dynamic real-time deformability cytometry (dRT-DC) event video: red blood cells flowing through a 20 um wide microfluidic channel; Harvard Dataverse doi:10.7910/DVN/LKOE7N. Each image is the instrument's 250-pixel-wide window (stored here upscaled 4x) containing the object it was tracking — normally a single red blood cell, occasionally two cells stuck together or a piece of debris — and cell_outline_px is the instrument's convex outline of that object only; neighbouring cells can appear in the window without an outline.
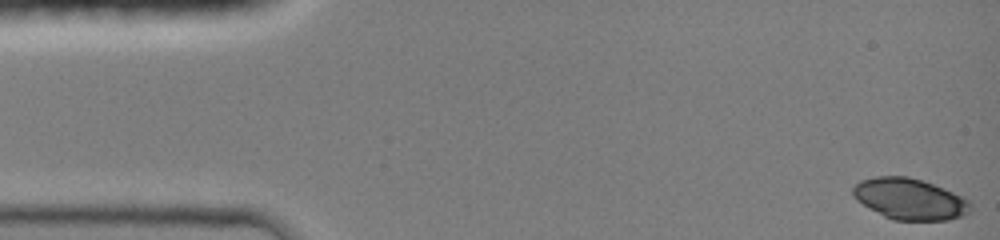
{"species": "common noctule bat (a hibernating species)", "species_latin": "Nyctalus noctula", "temperature_condition": "room temperature", "stored_images_in_passage": 44, "camera_frame_rate_fps": 3000, "um_per_image_px": 0.085, "animal": {"sex": "female", "body_mass_g": 19.0, "forearm_length_mm": 51.5}, "frame": {"image": 1, "passage_image": 1, "time_ms": 0.0, "image_size_px": [1000, 240], "cell_outline_px": [[968, 212], [964, 216], [948, 220], [892, 220], [884, 216], [856, 200], [852, 192], [852, 188], [860, 180], [876, 176], [908, 176], [932, 184], [952, 192], [968, 200]], "centroid_in_image_um": [77.28, 16.91], "position_along_channel_um": 7.7, "area_um2": 27.8}}
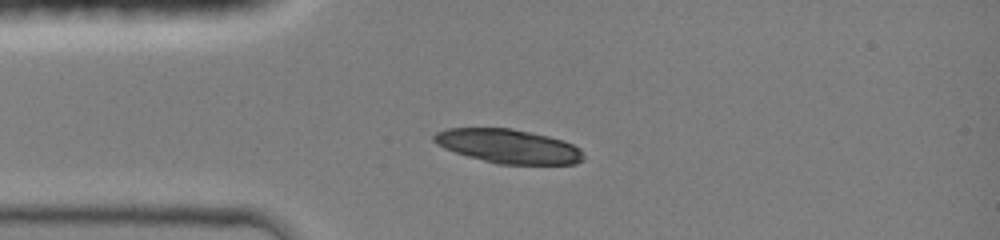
{"frame": {"image": 2, "passage_image": 11, "time_ms": 3.333, "image_size_px": [1000, 240], "cell_outline_px": [[584, 160], [576, 164], [496, 164], [468, 156], [444, 148], [436, 144], [432, 140], [432, 136], [436, 132], [448, 128], [512, 128], [548, 136], [564, 140], [580, 148], [584, 156]], "centroid_in_image_um": [43.22, 12.43], "position_along_channel_um": 41.8, "area_um2": 29.77}}